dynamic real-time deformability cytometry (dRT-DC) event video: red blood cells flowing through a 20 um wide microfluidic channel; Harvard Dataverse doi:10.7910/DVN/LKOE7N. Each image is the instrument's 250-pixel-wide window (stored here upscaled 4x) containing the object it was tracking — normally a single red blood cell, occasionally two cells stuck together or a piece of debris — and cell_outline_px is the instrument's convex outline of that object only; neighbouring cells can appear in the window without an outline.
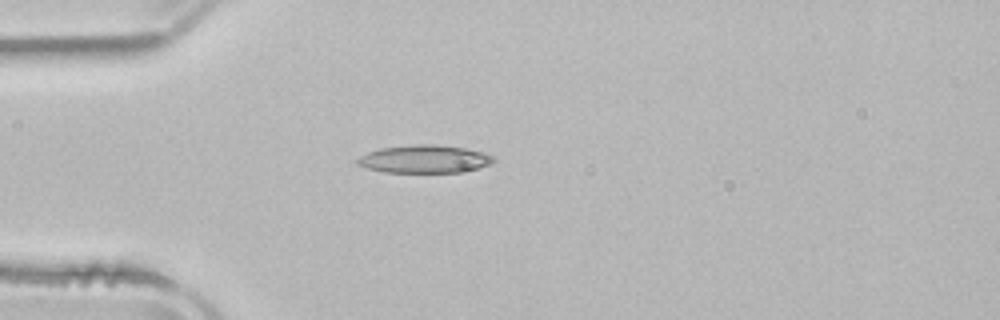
{"species": "common noctule bat (a hibernating species)", "species_latin": "Nyctalus noctula", "temperature_condition": "room temperature", "stored_images_in_passage": 2, "camera_frame_rate_fps": 3000, "um_per_image_px": 0.085, "animal": {"sex": "male", "body_mass_g": 21.5, "forearm_length_mm": 52.0}, "frame": {"image": 1, "passage_image": 1, "time_ms": 0.0, "image_size_px": [1000, 320], "cell_outline_px": [[496, 160], [488, 164], [476, 168], [460, 172], [384, 172], [368, 168], [356, 164], [356, 160], [360, 156], [368, 152], [380, 148], [412, 144], [436, 144], [468, 148], [484, 152], [492, 156]], "centroid_in_image_um": [36.06, 13.5], "position_along_channel_um": 48.9, "area_um2": 22.14}}